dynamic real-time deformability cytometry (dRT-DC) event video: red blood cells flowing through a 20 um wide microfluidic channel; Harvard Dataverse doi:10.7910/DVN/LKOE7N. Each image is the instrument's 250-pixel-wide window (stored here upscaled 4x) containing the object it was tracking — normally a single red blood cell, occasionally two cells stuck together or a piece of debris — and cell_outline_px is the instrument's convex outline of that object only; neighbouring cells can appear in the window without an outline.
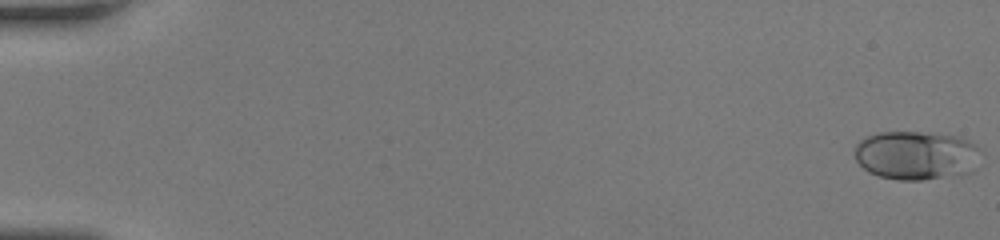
{"species": "human", "species_latin": "Homo sapiens", "temperature_condition": "room temperature", "stored_images_in_passage": 51, "camera_frame_rate_fps": 3000, "um_per_image_px": 0.085, "donor": {"sex": "female"}, "frame": {"image": 1, "passage_image": 1, "time_ms": 0.0, "image_size_px": [1000, 240], "cell_outline_px": [[984, 152], [976, 168], [972, 172], [960, 176], [924, 180], [900, 180], [880, 176], [868, 172], [856, 160], [852, 148], [864, 136], [880, 132], [932, 132], [960, 136], [976, 144]], "centroid_in_image_um": [77.95, 13.2], "position_along_channel_um": 7.0, "area_um2": 37.17}}
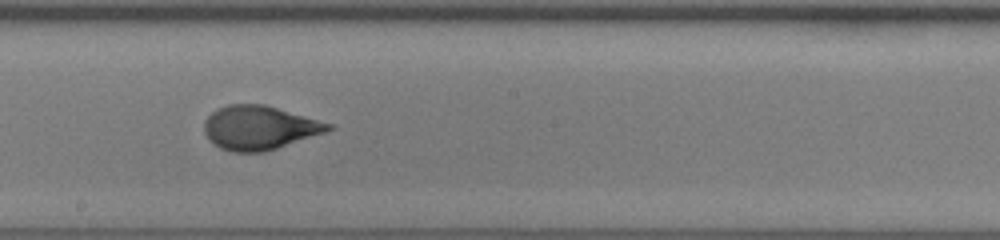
{"frame": {"image": 2, "passage_image": 30, "time_ms": 9.667, "image_size_px": [1000, 240], "cell_outline_px": [[336, 128], [264, 152], [232, 152], [220, 148], [212, 144], [208, 140], [204, 132], [204, 120], [216, 108], [228, 104], [264, 104], [332, 124]], "centroid_in_image_um": [21.98, 10.85], "position_along_channel_um": 226.2, "area_um2": 31.67}}
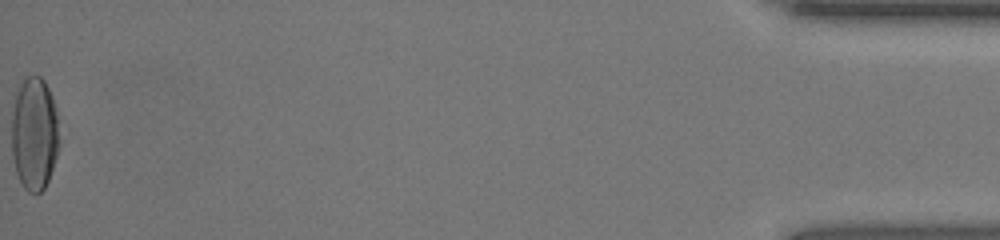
{"frame": {"image": 3, "passage_image": 51, "time_ms": 16.667, "image_size_px": [1000, 240], "cell_outline_px": [[60, 144], [48, 180], [44, 188], [40, 192], [28, 192], [24, 188], [16, 172], [12, 156], [12, 112], [16, 96], [20, 84], [28, 76], [40, 76], [44, 80], [52, 96], [56, 108], [60, 140]], "centroid_in_image_um": [2.93, 11.36], "position_along_channel_um": 432.3, "area_um2": 31.44}, "authors_computed_cell_mechanics": {"area_um2": 31.6744, "velocity_mm_per_s": 4.3003, "shape_relaxation_time_tau1_ms": 4.6624, "shape_relaxation_time_tau2_ms": null, "deformation_change_tau1": 0.2082, "deformation_change_tau2": null}}